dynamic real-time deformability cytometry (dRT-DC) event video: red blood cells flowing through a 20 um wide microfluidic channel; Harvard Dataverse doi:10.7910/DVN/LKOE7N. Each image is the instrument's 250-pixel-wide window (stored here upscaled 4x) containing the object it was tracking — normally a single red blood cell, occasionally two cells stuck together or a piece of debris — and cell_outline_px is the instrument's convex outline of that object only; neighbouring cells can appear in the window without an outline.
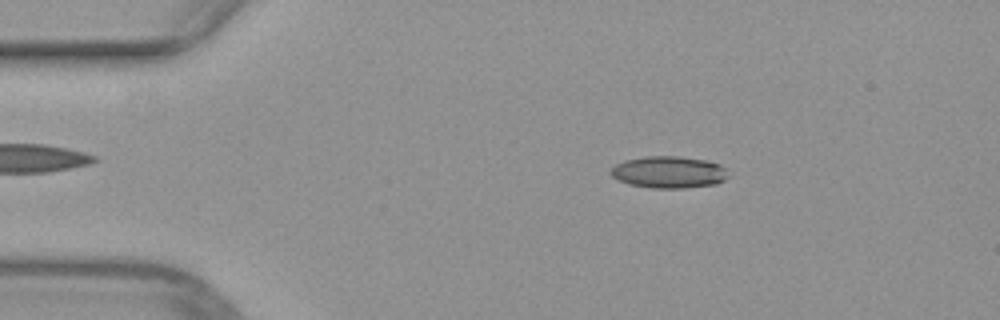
{"species": "common noctule bat (a hibernating species)", "species_latin": "Nyctalus noctula", "temperature_condition": "warm", "stored_images_in_passage": 32, "camera_frame_rate_fps": 3000, "um_per_image_px": 0.085, "animal": {"sex": "female", "body_mass_g": 29.2, "forearm_length_mm": 56.3}, "frame": {"image": 1, "passage_image": 5, "time_ms": 1.333, "image_size_px": [1000, 320], "cell_outline_px": [[728, 176], [724, 180], [716, 184], [684, 188], [652, 188], [628, 184], [612, 176], [608, 172], [616, 164], [624, 160], [648, 156], [680, 156], [704, 160], [720, 164], [724, 168]], "centroid_in_image_um": [56.83, 14.63], "position_along_channel_um": 28.2, "area_um2": 21.79}}
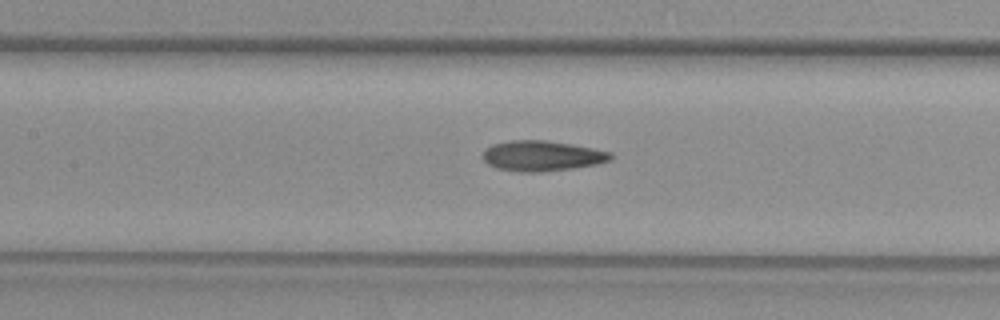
{"frame": {"image": 2, "passage_image": 19, "time_ms": 6.0, "image_size_px": [1000, 320], "cell_outline_px": [[612, 160], [596, 164], [572, 168], [540, 172], [520, 172], [496, 168], [488, 164], [480, 156], [484, 148], [492, 144], [512, 140], [544, 140], [572, 144], [612, 152]], "centroid_in_image_um": [46.02, 13.24], "position_along_channel_um": 161.4, "area_um2": 22.77}}
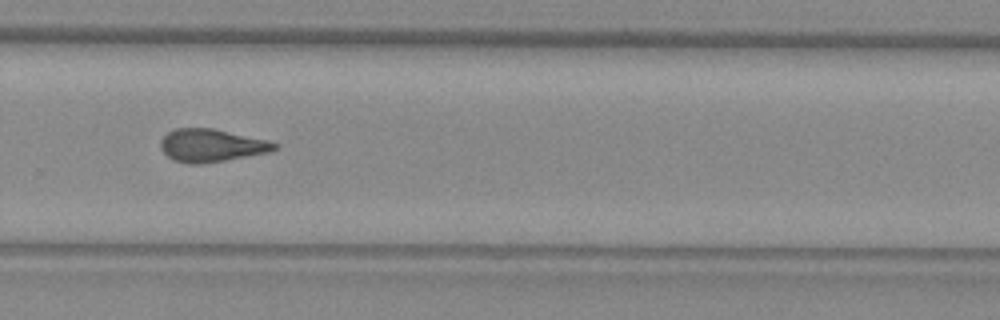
{"frame": {"image": 3, "passage_image": 30, "time_ms": 9.667, "image_size_px": [1000, 320], "cell_outline_px": [[280, 148], [272, 152], [200, 164], [188, 164], [172, 160], [160, 148], [160, 140], [168, 132], [176, 128], [212, 128], [268, 140], [280, 144]], "centroid_in_image_um": [18.0, 12.36], "position_along_channel_um": 311.8, "area_um2": 21.96}}